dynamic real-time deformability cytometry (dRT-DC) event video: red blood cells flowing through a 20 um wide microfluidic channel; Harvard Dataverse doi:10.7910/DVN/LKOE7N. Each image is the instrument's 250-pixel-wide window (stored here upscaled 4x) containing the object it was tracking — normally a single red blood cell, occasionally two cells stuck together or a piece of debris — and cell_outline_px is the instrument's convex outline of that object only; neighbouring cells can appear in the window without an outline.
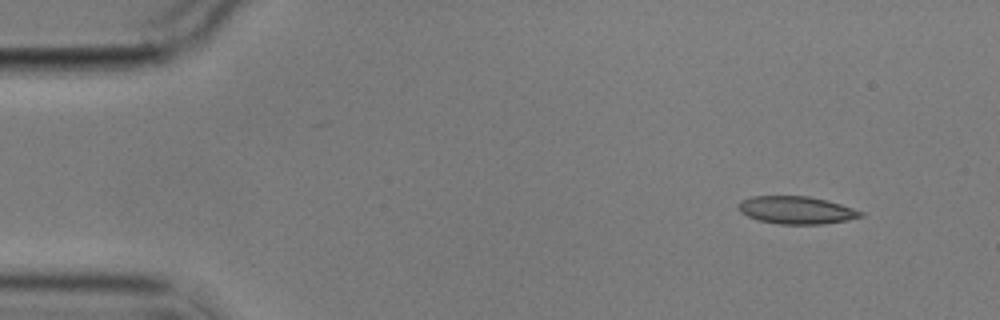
{"species": "common noctule bat (a hibernating species)", "species_latin": "Nyctalus noctula", "temperature_condition": "cold", "stored_images_in_passage": 3, "camera_frame_rate_fps": 3000, "um_per_image_px": 0.085, "animal": {"sex": "male", "body_mass_g": 17.9}, "frame": {"image": 1, "passage_image": 1, "time_ms": 0.0, "image_size_px": [1000, 320], "cell_outline_px": [[864, 216], [848, 220], [824, 224], [780, 224], [760, 220], [748, 216], [740, 212], [736, 208], [736, 204], [752, 196], [808, 196], [840, 204], [864, 212]], "centroid_in_image_um": [67.68, 17.86], "position_along_channel_um": 17.3, "area_um2": 19.59}}
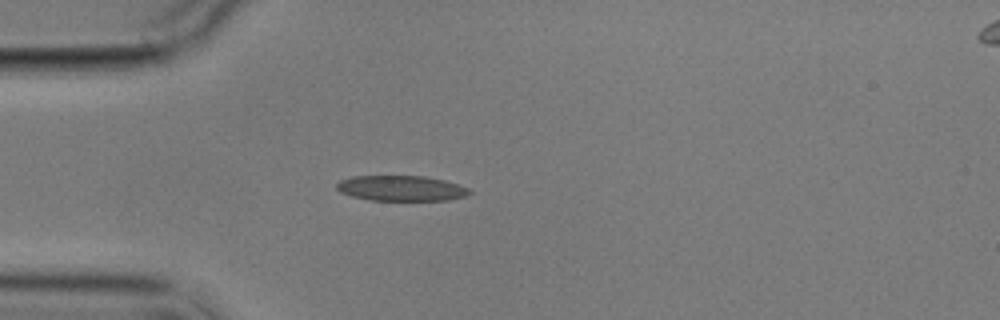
{"frame": {"image": 2, "passage_image": 3, "time_ms": 3.333, "image_size_px": [1000, 320], "cell_outline_px": [[472, 192], [464, 196], [448, 200], [368, 200], [352, 196], [340, 192], [336, 188], [336, 184], [340, 180], [352, 176], [424, 176], [444, 180], [468, 188]], "centroid_in_image_um": [34.06, 16.0], "position_along_channel_um": 50.9, "area_um2": 19.54}}